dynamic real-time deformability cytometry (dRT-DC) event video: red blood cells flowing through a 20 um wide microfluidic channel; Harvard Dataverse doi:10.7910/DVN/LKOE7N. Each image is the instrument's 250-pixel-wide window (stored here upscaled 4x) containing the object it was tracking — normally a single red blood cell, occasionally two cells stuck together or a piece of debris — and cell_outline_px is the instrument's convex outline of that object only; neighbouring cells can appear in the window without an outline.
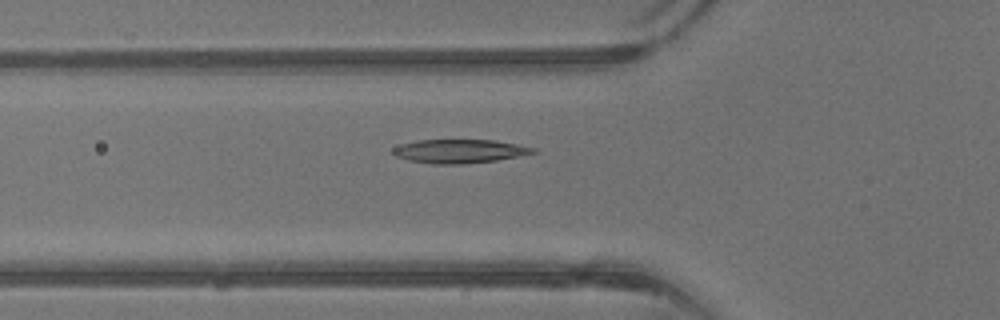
{"species": "common noctule bat (a hibernating species)", "species_latin": "Nyctalus noctula", "temperature_condition": "warm", "stored_images_in_passage": 29, "camera_frame_rate_fps": 3000, "um_per_image_px": 0.085, "animal": {"sex": "male", "body_mass_g": 13.3}, "frame": {"image": 1, "passage_image": 6, "time_ms": 1.667, "image_size_px": [1000, 320], "cell_outline_px": [[540, 152], [496, 160], [460, 164], [432, 164], [408, 160], [396, 156], [392, 152], [392, 148], [400, 144], [416, 140], [492, 140], [516, 144], [536, 148]], "centroid_in_image_um": [39.04, 12.85], "position_along_channel_um": 86.8, "area_um2": 19.36}}
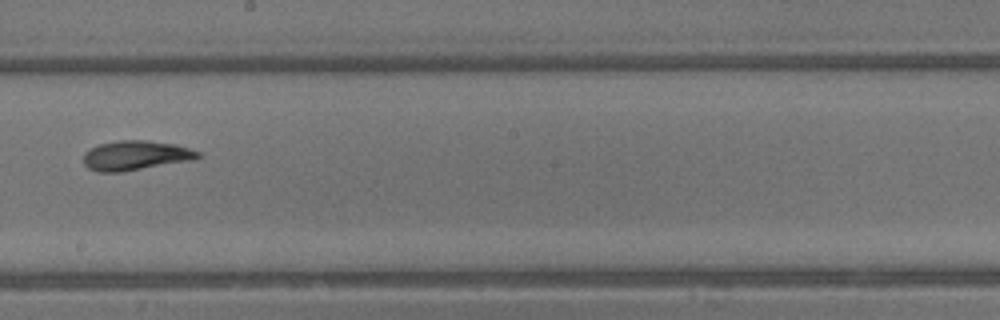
{"frame": {"image": 2, "passage_image": 15, "time_ms": 4.667, "image_size_px": [1000, 320], "cell_outline_px": [[200, 156], [192, 160], [120, 172], [96, 172], [88, 168], [84, 164], [84, 152], [88, 148], [100, 144], [120, 140], [148, 140], [172, 144], [188, 148], [200, 152]], "centroid_in_image_um": [11.47, 13.21], "position_along_channel_um": 236.7, "area_um2": 19.59}}
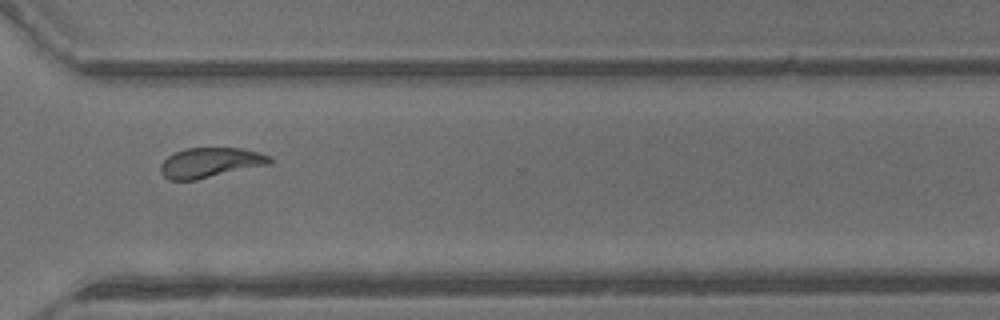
{"frame": {"image": 3, "passage_image": 22, "time_ms": 7.0, "image_size_px": [1000, 320], "cell_outline_px": [[272, 164], [196, 180], [168, 180], [160, 172], [160, 164], [168, 156], [176, 152], [188, 148], [240, 148], [260, 152], [272, 156]], "centroid_in_image_um": [17.91, 13.83], "position_along_channel_um": 352.7, "area_um2": 19.25}, "authors_computed_cell_mechanics": {"area_um2": 19.363, "velocity_mm_per_s": 4.986, "shape_relaxation_time_tau1_ms": 3.3475, "shape_relaxation_time_tau2_ms": 1.3304, "deformation_change_tau1": 0.1624, "deformation_change_tau2": 0.0643}}